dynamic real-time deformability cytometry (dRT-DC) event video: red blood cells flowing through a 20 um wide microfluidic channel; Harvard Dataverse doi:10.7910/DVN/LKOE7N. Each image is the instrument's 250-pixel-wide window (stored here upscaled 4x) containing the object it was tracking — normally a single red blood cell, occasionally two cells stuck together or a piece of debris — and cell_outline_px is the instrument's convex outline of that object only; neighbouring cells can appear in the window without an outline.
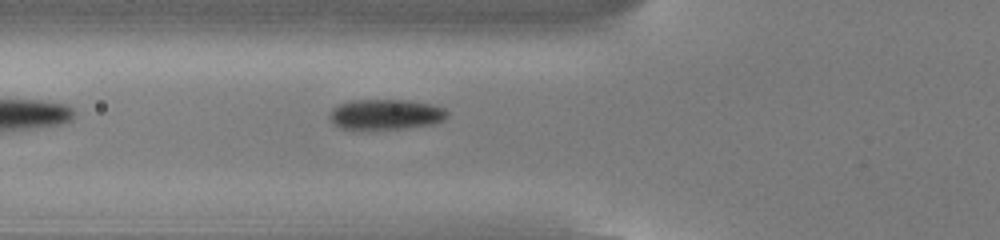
{"species": "common noctule bat (a hibernating species)", "species_latin": "Nyctalus noctula", "temperature_condition": "cold", "stored_images_in_passage": 34, "camera_frame_rate_fps": 3000, "um_per_image_px": 0.085, "animal": {"sex": "male", "body_mass_g": 13.0, "forearm_length_mm": 53.1}, "frame": {"image": 1, "passage_image": 4, "time_ms": 1.0, "image_size_px": [1000, 240], "cell_outline_px": [[448, 116], [444, 120], [432, 124], [404, 128], [340, 128], [332, 124], [328, 116], [332, 108], [340, 104], [352, 100], [408, 100], [432, 104], [444, 108], [448, 112]], "centroid_in_image_um": [32.79, 9.71], "position_along_channel_um": 93.0, "area_um2": 20.69}}
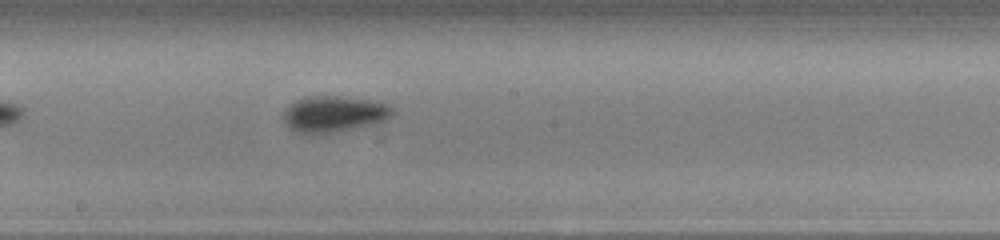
{"frame": {"image": 2, "passage_image": 14, "time_ms": 4.333, "image_size_px": [1000, 240], "cell_outline_px": [[396, 112], [392, 116], [384, 120], [372, 124], [332, 132], [308, 136], [296, 132], [284, 120], [284, 112], [296, 100], [304, 96], [336, 96], [372, 100], [388, 104]], "centroid_in_image_um": [28.4, 9.69], "position_along_channel_um": 219.8, "area_um2": 22.89}}
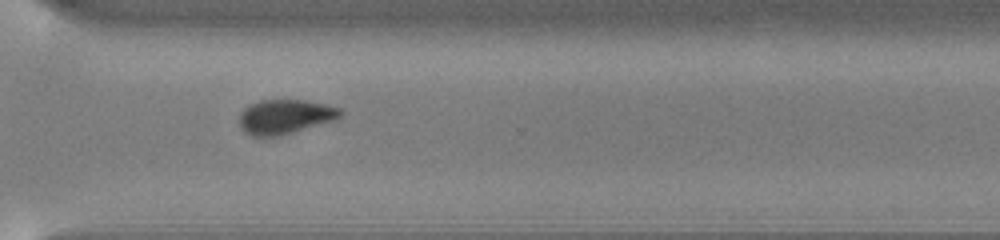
{"frame": {"image": 3, "passage_image": 24, "time_ms": 7.667, "image_size_px": [1000, 240], "cell_outline_px": [[344, 112], [336, 120], [292, 132], [276, 136], [252, 136], [244, 132], [240, 128], [240, 112], [248, 104], [260, 100], [304, 100], [324, 104], [340, 108]], "centroid_in_image_um": [24.21, 9.91], "position_along_channel_um": 346.4, "area_um2": 20.29}, "authors_computed_cell_mechanics": {"area_um2": 20.808, "velocity_mm_per_s": 3.7975, "shape_relaxation_time_tau1_ms": 2.5873, "shape_relaxation_time_tau2_ms": null, "deformation_change_tau1": 0.1125, "deformation_change_tau2": null}}